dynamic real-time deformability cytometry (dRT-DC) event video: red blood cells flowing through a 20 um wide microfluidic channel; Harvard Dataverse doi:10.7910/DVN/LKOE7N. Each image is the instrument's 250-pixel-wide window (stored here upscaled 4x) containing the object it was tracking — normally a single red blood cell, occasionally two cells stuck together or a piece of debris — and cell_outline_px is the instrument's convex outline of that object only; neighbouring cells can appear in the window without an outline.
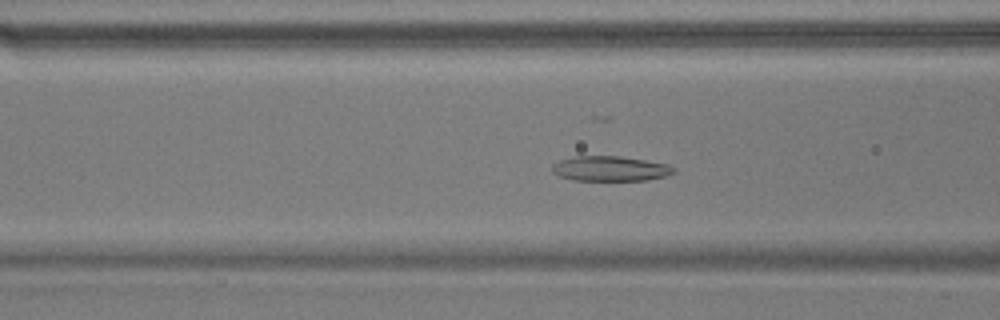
{"species": "common noctule bat (a hibernating species)", "species_latin": "Nyctalus noctula", "temperature_condition": "warm", "stored_images_in_passage": 54, "camera_frame_rate_fps": 3000, "um_per_image_px": 0.085, "animal": {"sex": "male", "body_mass_g": 17.9}, "frame": {"image": 1, "passage_image": 20, "time_ms": 6.333, "image_size_px": [1000, 320], "cell_outline_px": [[676, 172], [664, 176], [648, 180], [572, 180], [560, 176], [552, 172], [552, 164], [560, 160], [576, 156], [620, 156], [668, 164], [676, 168]], "centroid_in_image_um": [51.87, 14.33], "position_along_channel_um": 114.7, "area_um2": 17.69}}
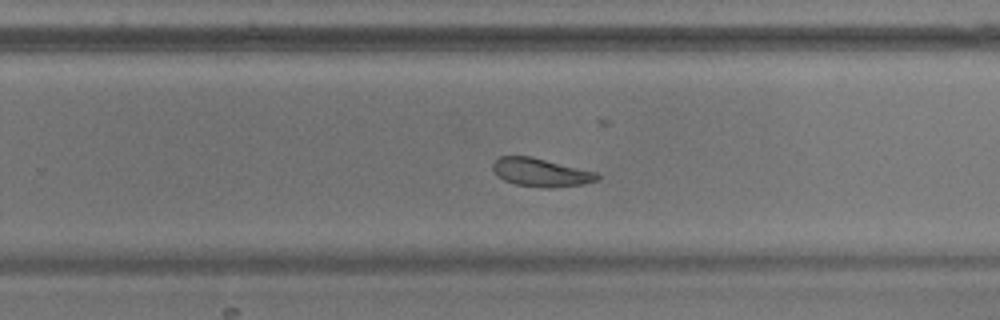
{"frame": {"image": 2, "passage_image": 34, "time_ms": 11.0, "image_size_px": [1000, 320], "cell_outline_px": [[600, 176], [596, 180], [584, 184], [556, 188], [544, 188], [516, 184], [504, 180], [492, 168], [492, 164], [500, 156], [532, 156], [596, 172]], "centroid_in_image_um": [45.99, 14.66], "position_along_channel_um": 283.8, "area_um2": 17.17}}
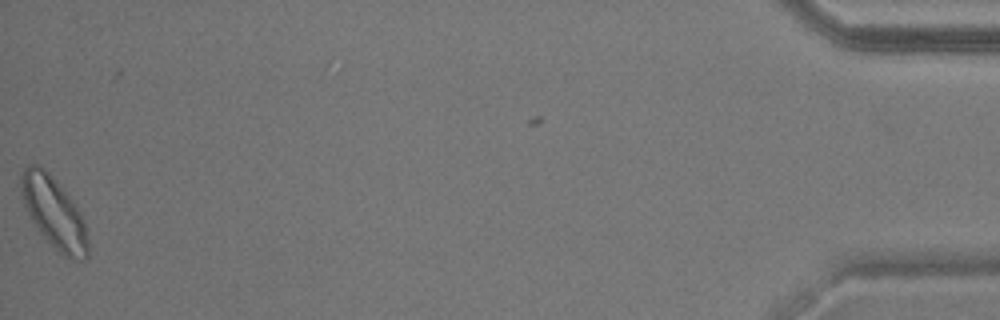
{"frame": {"image": 3, "passage_image": 54, "time_ms": 17.667, "image_size_px": [1000, 320], "cell_outline_px": [[88, 256], [84, 260], [80, 260], [64, 256], [56, 252], [40, 232], [24, 208], [20, 192], [20, 172], [28, 164], [36, 164], [44, 168], [56, 180], [80, 212], [84, 220], [88, 236]], "centroid_in_image_um": [4.56, 18.08], "position_along_channel_um": 430.6, "area_um2": 27.98}, "authors_computed_cell_mechanics": {"area_um2": 20.0566, "velocity_mm_per_s": 3.6309, "shape_relaxation_time_tau1_ms": 3.4682, "shape_relaxation_time_tau2_ms": 3.5048, "deformation_change_tau1": 0.105, "deformation_change_tau2": 0.0951}}